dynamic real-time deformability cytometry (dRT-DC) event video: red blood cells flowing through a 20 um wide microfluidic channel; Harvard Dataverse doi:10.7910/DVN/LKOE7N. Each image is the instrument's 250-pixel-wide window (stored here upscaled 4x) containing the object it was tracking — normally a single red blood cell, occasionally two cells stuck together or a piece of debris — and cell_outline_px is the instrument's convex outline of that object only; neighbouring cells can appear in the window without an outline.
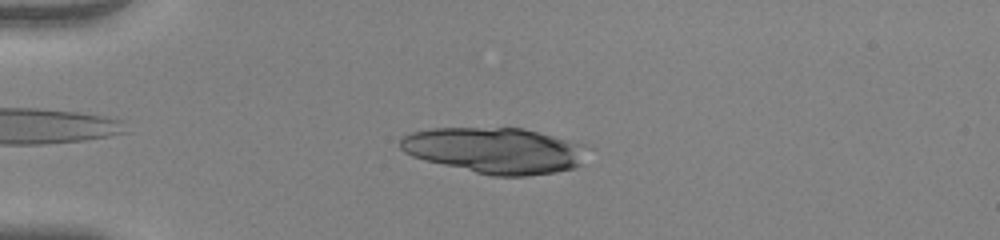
{"species": "human", "species_latin": "Homo sapiens", "temperature_condition": "warm", "stored_images_in_passage": 45, "camera_frame_rate_fps": 3000, "um_per_image_px": 0.085, "donor": {"sex": "female"}, "frame": {"image": 1, "passage_image": 7, "time_ms": 2.0, "image_size_px": [1000, 240], "cell_outline_px": [[580, 164], [576, 168], [556, 172], [528, 176], [492, 176], [424, 160], [412, 156], [404, 152], [400, 148], [400, 140], [404, 136], [412, 132], [432, 128], [524, 128], [580, 144]], "centroid_in_image_um": [41.96, 12.79], "position_along_channel_um": 43.0, "area_um2": 49.19}}
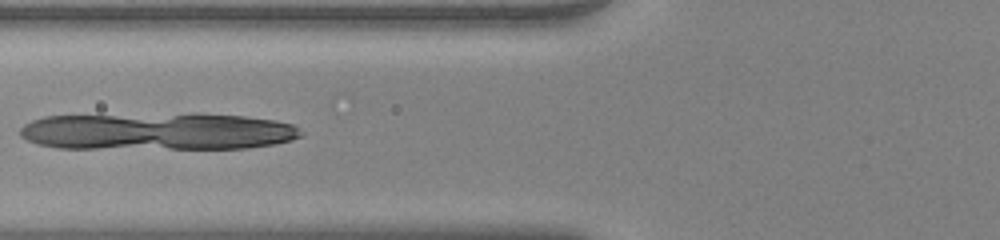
{"frame": {"image": 2, "passage_image": 15, "time_ms": 4.667, "image_size_px": [1000, 240], "cell_outline_px": [[304, 136], [292, 140], [276, 144], [248, 148], [56, 148], [36, 144], [20, 136], [20, 128], [24, 124], [32, 120], [44, 116], [192, 112], [196, 112], [244, 116], [276, 120], [292, 124], [300, 128], [304, 132]], "centroid_in_image_um": [13.43, 11.15], "position_along_channel_um": 112.4, "area_um2": 62.48}}